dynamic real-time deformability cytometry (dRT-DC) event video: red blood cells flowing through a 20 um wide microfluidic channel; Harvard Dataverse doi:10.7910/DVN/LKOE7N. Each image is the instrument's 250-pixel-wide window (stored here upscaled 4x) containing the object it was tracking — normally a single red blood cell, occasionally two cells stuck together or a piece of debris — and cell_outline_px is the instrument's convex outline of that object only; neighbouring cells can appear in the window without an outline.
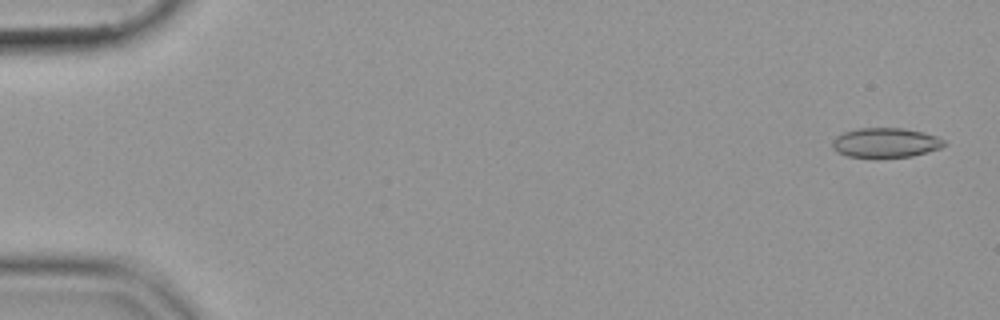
{"species": "common noctule bat (a hibernating species)", "species_latin": "Nyctalus noctula", "temperature_condition": "cold", "stored_images_in_passage": 54, "camera_frame_rate_fps": 3000, "um_per_image_px": 0.085, "animal": {"sex": "female", "body_mass_g": 19.9}, "frame": {"image": 1, "passage_image": 2, "time_ms": 0.333, "image_size_px": [1000, 320], "cell_outline_px": [[948, 144], [940, 148], [928, 152], [912, 156], [876, 160], [848, 156], [836, 152], [832, 148], [832, 140], [836, 136], [844, 132], [856, 128], [904, 128], [924, 132], [936, 136], [944, 140]], "centroid_in_image_um": [75.25, 12.16], "position_along_channel_um": 9.7, "area_um2": 20.11}}
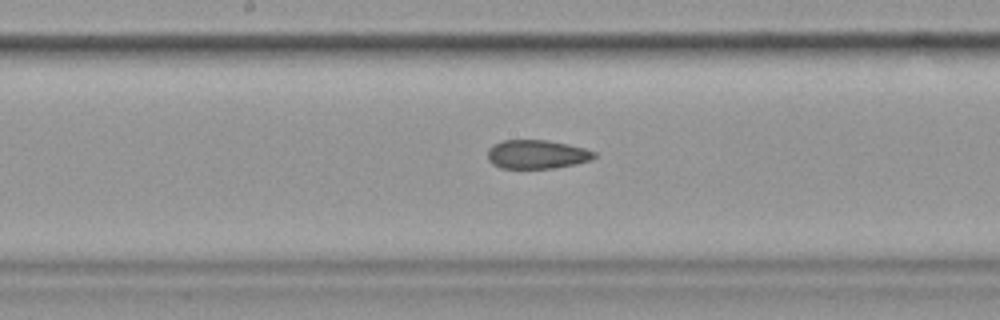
{"frame": {"image": 2, "passage_image": 29, "time_ms": 9.333, "image_size_px": [1000, 320], "cell_outline_px": [[596, 156], [592, 160], [576, 164], [552, 168], [500, 168], [492, 164], [488, 160], [488, 148], [492, 144], [504, 140], [548, 140], [568, 144], [584, 148], [596, 152]], "centroid_in_image_um": [45.63, 13.11], "position_along_channel_um": 202.6, "area_um2": 18.03}}
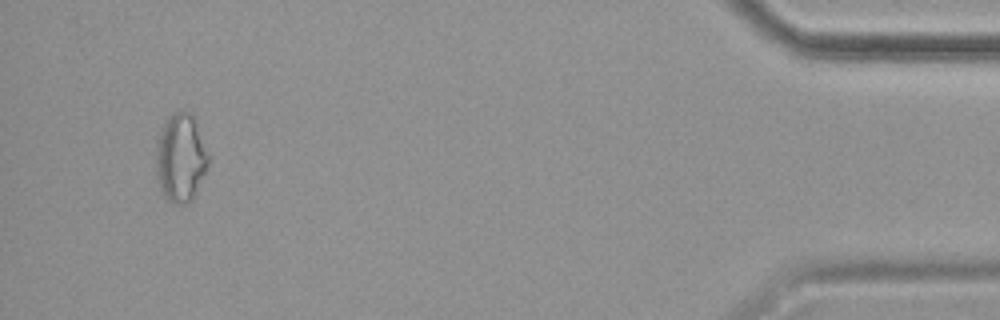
{"frame": {"image": 3, "passage_image": 52, "time_ms": 17.0, "image_size_px": [1000, 320], "cell_outline_px": [[208, 164], [196, 192], [192, 200], [188, 204], [172, 204], [164, 196], [160, 188], [156, 168], [156, 140], [168, 116], [172, 112], [180, 108], [188, 112], [192, 116], [208, 152]], "centroid_in_image_um": [15.33, 13.42], "position_along_channel_um": 419.9, "area_um2": 26.88}}